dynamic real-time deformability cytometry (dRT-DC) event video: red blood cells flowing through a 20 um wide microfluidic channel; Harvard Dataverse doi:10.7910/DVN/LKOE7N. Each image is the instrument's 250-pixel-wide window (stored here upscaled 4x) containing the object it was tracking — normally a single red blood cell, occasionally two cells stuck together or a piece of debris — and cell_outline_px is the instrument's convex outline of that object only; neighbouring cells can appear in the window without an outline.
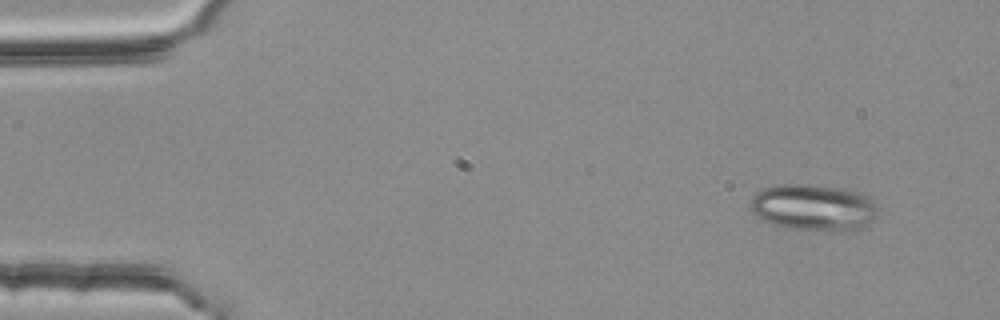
{"species": "common noctule bat (a hibernating species)", "species_latin": "Nyctalus noctula", "temperature_condition": "room temperature", "stored_images_in_passage": 4, "segment_of_instrument_passage": [1, 2], "camera_frame_rate_fps": 3000, "um_per_image_px": 0.085, "animal": {"sex": "female", "body_mass_g": 25.1}, "frame": {"image": 1, "passage_image": 1, "time_ms": 0.0, "image_size_px": [1000, 320], "cell_outline_px": [[880, 208], [876, 216], [872, 220], [860, 228], [784, 228], [772, 224], [764, 220], [752, 212], [748, 208], [748, 204], [752, 196], [756, 192], [764, 188], [784, 184], [804, 184], [844, 188], [860, 192], [868, 196]], "centroid_in_image_um": [69.11, 17.58], "position_along_channel_um": 15.9, "area_um2": 33.99}}